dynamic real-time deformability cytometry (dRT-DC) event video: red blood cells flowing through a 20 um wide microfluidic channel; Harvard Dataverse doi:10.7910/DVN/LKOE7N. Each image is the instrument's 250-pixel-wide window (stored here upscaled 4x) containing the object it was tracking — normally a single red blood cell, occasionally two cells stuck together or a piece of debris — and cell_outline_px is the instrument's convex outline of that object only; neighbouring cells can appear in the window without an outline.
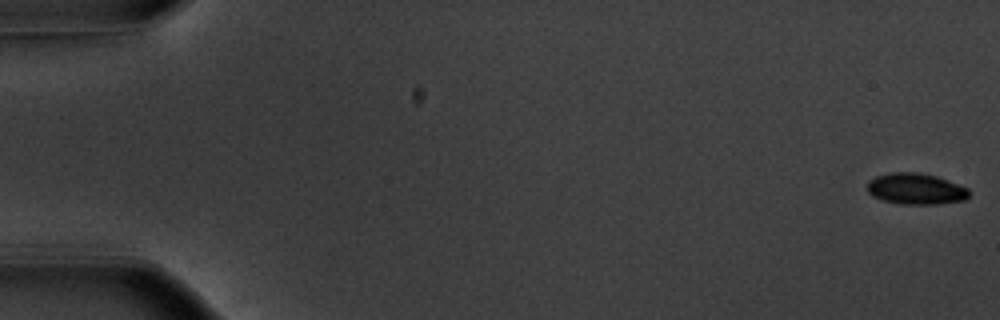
{"species": "common noctule bat (a hibernating species)", "species_latin": "Nyctalus noctula", "temperature_condition": "warm", "stored_images_in_passage": 9, "camera_frame_rate_fps": 3000, "um_per_image_px": 0.085, "animal": {"sex": "male", "body_mass_g": 20.1, "forearm_length_mm": 53.5}, "frame": {"image": 1, "passage_image": 1, "time_ms": 0.0, "image_size_px": [1000, 320], "cell_outline_px": [[968, 196], [964, 200], [936, 204], [900, 204], [884, 200], [872, 196], [868, 192], [868, 180], [876, 176], [892, 172], [916, 172], [936, 176], [948, 180], [968, 188]], "centroid_in_image_um": [77.83, 16.05], "position_along_channel_um": 7.2, "area_um2": 18.38}}